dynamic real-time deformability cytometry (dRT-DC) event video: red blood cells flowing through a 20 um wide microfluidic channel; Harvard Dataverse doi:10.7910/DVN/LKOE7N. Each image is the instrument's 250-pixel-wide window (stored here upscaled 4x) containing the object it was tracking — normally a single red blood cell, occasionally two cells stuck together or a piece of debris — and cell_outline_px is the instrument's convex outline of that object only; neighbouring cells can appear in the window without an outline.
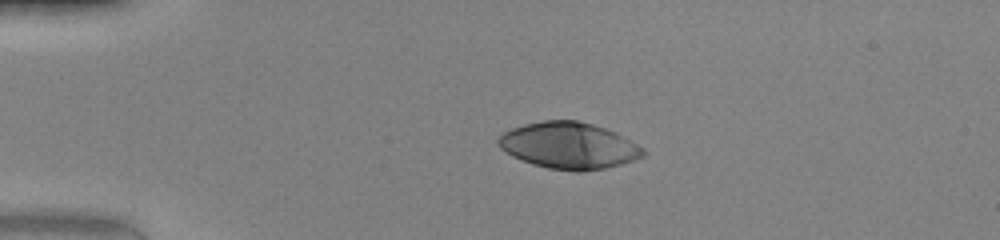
{"species": "human", "species_latin": "Homo sapiens", "temperature_condition": "warm", "stored_images_in_passage": 39, "camera_frame_rate_fps": 3000, "um_per_image_px": 0.085, "donor": {"sex": "female"}, "frame": {"image": 1, "passage_image": 1, "time_ms": 0.0, "image_size_px": [1000, 240], "cell_outline_px": [[648, 152], [644, 156], [620, 164], [604, 168], [580, 172], [576, 172], [548, 168], [532, 164], [520, 160], [504, 152], [496, 144], [496, 140], [504, 132], [512, 128], [524, 124], [544, 120], [576, 120], [592, 124], [616, 132], [644, 148]], "centroid_in_image_um": [48.33, 12.38], "position_along_channel_um": 36.7, "area_um2": 39.42}}
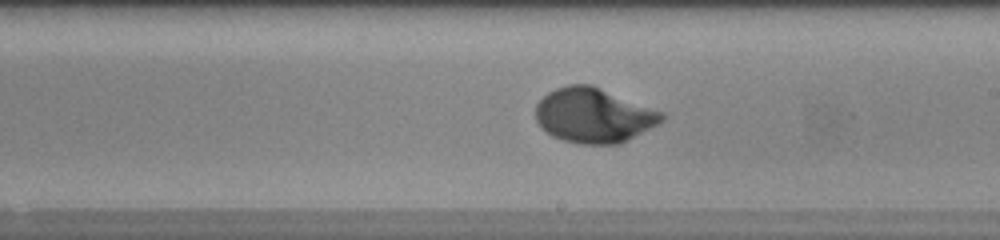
{"frame": {"image": 2, "passage_image": 19, "time_ms": 6.0, "image_size_px": [1000, 240], "cell_outline_px": [[668, 116], [664, 120], [620, 144], [580, 144], [564, 140], [552, 136], [536, 120], [536, 104], [548, 92], [556, 88], [568, 84], [592, 84], [664, 112]], "centroid_in_image_um": [50.49, 9.79], "position_along_channel_um": 238.5, "area_um2": 40.17}}
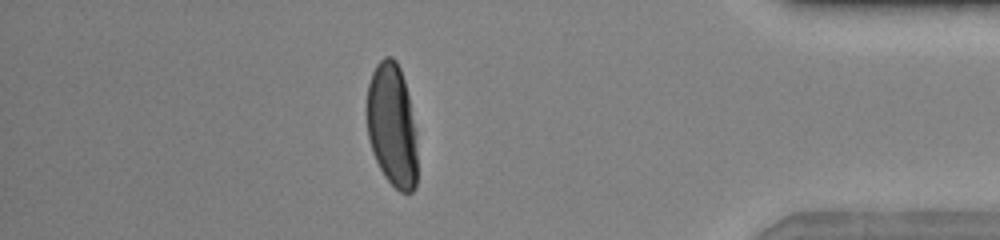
{"frame": {"image": 3, "passage_image": 33, "time_ms": 10.667, "image_size_px": [1000, 240], "cell_outline_px": [[416, 188], [412, 192], [400, 192], [384, 176], [372, 152], [368, 136], [364, 112], [364, 108], [368, 84], [372, 72], [376, 64], [384, 56], [392, 56], [396, 60], [400, 68], [404, 80], [408, 96], [416, 132]], "centroid_in_image_um": [33.28, 10.62], "position_along_channel_um": 401.9, "area_um2": 36.88}, "authors_computed_cell_mechanics": {"area_um2": 39.4196, "velocity_mm_per_s": 4.2021, "shape_relaxation_time_tau1_ms": 3.2769, "shape_relaxation_time_tau2_ms": null, "deformation_change_tau1": 0.2268, "deformation_change_tau2": null}}